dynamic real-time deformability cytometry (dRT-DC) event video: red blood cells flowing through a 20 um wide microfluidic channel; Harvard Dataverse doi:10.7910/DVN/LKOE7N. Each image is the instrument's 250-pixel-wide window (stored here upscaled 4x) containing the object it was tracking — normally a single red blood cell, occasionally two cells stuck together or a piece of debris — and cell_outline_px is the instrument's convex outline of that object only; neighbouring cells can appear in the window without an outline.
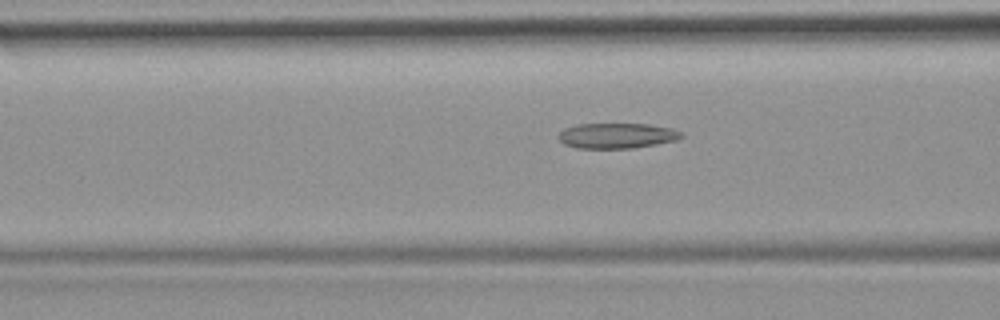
{"species": "common noctule bat (a hibernating species)", "species_latin": "Nyctalus noctula", "temperature_condition": "room temperature", "stored_images_in_passage": 37, "camera_frame_rate_fps": 3000, "um_per_image_px": 0.085, "animal": {"sex": "female", "body_mass_g": 19.9}, "frame": {"image": 1, "passage_image": 6, "time_ms": 1.667, "image_size_px": [1000, 320], "cell_outline_px": [[684, 136], [676, 140], [656, 144], [632, 148], [576, 148], [564, 144], [556, 136], [564, 128], [576, 124], [648, 124], [672, 128], [680, 132]], "centroid_in_image_um": [52.4, 11.53], "position_along_channel_um": 114.2, "area_um2": 18.15}}
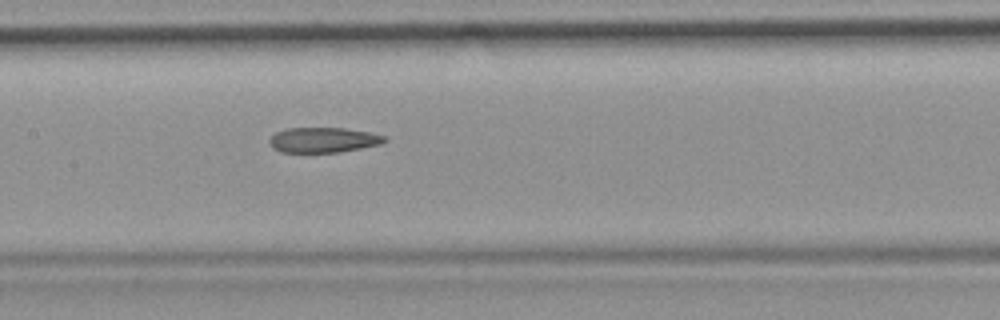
{"frame": {"image": 2, "passage_image": 11, "time_ms": 3.333, "image_size_px": [1000, 320], "cell_outline_px": [[388, 140], [380, 144], [340, 152], [280, 152], [268, 140], [276, 132], [288, 128], [344, 128], [368, 132], [384, 136]], "centroid_in_image_um": [27.49, 11.89], "position_along_channel_um": 179.9, "area_um2": 16.59}, "authors_computed_cell_mechanics": {"area_um2": 17.8024, "velocity_mm_per_s": 3.9439, "shape_relaxation_time_tau1_ms": null, "shape_relaxation_time_tau2_ms": 5.3872, "deformation_change_tau1": null, "deformation_change_tau2": 0.1539}}